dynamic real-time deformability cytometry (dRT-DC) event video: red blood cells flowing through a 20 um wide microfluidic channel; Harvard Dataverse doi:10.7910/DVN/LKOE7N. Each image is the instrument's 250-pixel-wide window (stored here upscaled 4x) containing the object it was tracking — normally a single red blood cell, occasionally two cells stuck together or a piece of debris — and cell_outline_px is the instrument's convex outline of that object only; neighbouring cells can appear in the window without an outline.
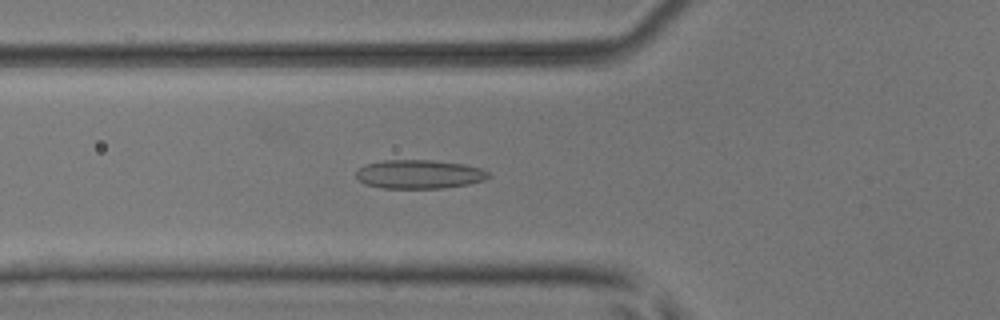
{"species": "common noctule bat (a hibernating species)", "species_latin": "Nyctalus noctula", "temperature_condition": "room temperature", "stored_images_in_passage": 38, "camera_frame_rate_fps": 3000, "um_per_image_px": 0.085, "animal": {"sex": "male", "body_mass_g": 17.9, "forearm_length_mm": 54.2}, "frame": {"image": 1, "passage_image": 19, "time_ms": 6.0, "image_size_px": [1000, 320], "cell_outline_px": [[488, 176], [484, 180], [468, 184], [444, 188], [380, 188], [364, 184], [356, 176], [356, 172], [364, 164], [384, 160], [432, 160], [464, 164], [480, 168], [488, 172]], "centroid_in_image_um": [35.6, 14.81], "position_along_channel_um": 90.2, "area_um2": 22.2}}
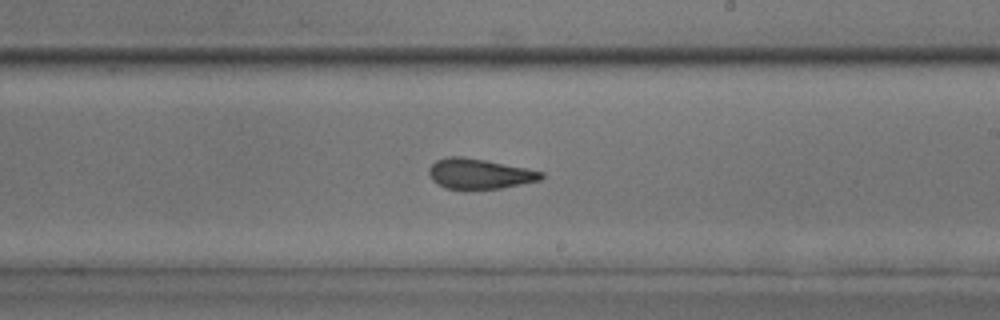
{"frame": {"image": 2, "passage_image": 31, "time_ms": 10.0, "image_size_px": [1000, 320], "cell_outline_px": [[544, 176], [540, 180], [500, 188], [468, 192], [444, 188], [432, 180], [428, 172], [428, 168], [436, 160], [448, 156], [460, 156], [484, 160], [528, 168], [544, 172]], "centroid_in_image_um": [40.71, 14.81], "position_along_channel_um": 248.3, "area_um2": 20.35}}
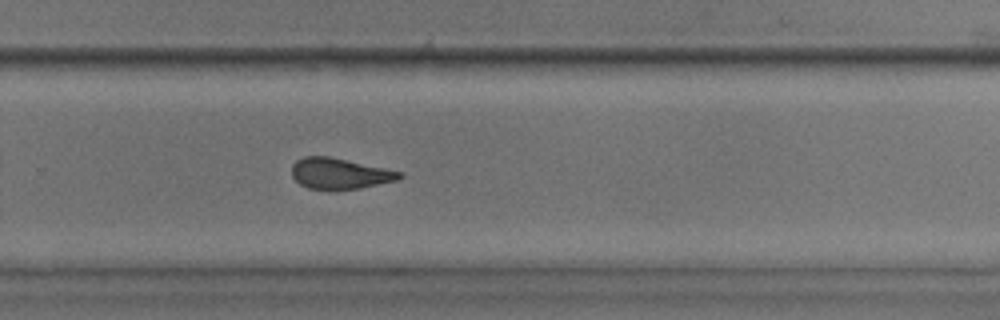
{"frame": {"image": 3, "passage_image": 35, "time_ms": 11.333, "image_size_px": [1000, 320], "cell_outline_px": [[404, 176], [400, 180], [360, 188], [336, 192], [308, 188], [300, 184], [292, 176], [292, 164], [296, 160], [304, 156], [328, 156], [404, 172]], "centroid_in_image_um": [28.9, 14.78], "position_along_channel_um": 300.9, "area_um2": 19.94}}